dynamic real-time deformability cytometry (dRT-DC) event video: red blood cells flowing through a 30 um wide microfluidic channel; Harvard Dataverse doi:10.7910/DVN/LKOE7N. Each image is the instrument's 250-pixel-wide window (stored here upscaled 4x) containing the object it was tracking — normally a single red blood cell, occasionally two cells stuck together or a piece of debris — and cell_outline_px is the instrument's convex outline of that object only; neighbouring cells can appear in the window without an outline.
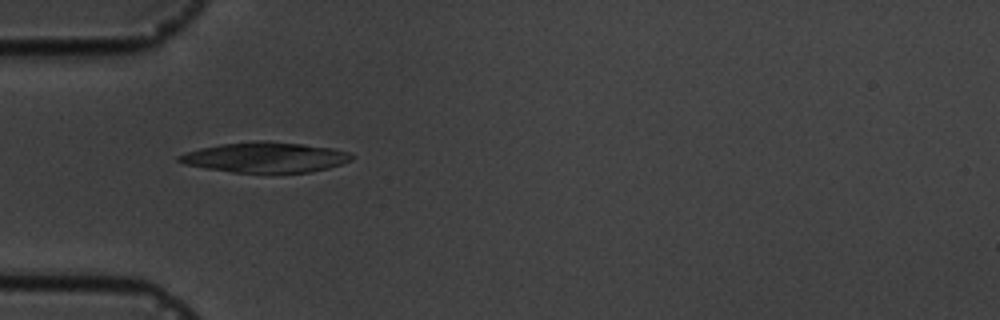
{"species": "common noctule bat (a hibernating species)", "species_latin": "Nyctalus noctula", "temperature_condition": "cold", "stored_images_in_passage": 4, "camera_frame_rate_fps": 3000, "um_per_image_px": 0.085, "animal": {"sex": "male", "body_mass_g": 19.5, "forearm_length_mm": 54.6}, "frame": {"image": 1, "passage_image": 3, "time_ms": 2.333, "image_size_px": [1000, 320], "cell_outline_px": [[356, 156], [352, 160], [328, 168], [312, 172], [232, 172], [184, 164], [176, 160], [176, 156], [184, 152], [200, 148], [220, 144], [252, 140], [268, 140], [304, 144], [332, 148], [352, 152]], "centroid_in_image_um": [22.57, 13.35], "position_along_channel_um": 62.4, "area_um2": 30.75}}
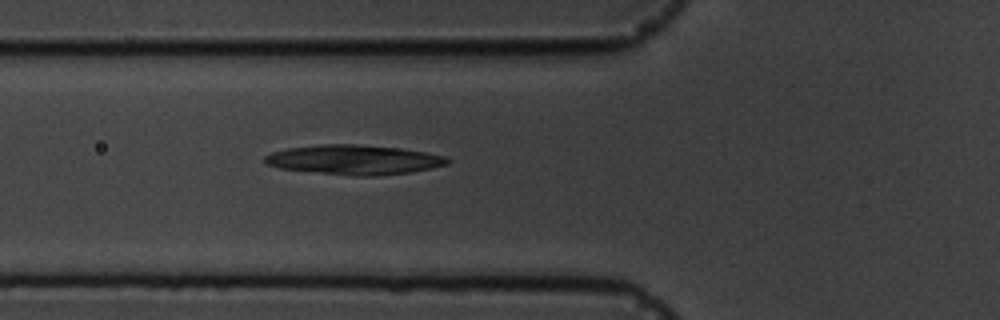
{"frame": {"image": 2, "passage_image": 4, "time_ms": 3.333, "image_size_px": [1000, 320], "cell_outline_px": [[452, 160], [448, 164], [432, 168], [412, 172], [376, 176], [356, 176], [280, 168], [268, 164], [264, 160], [264, 156], [272, 152], [288, 148], [320, 144], [356, 144], [396, 148], [424, 152], [444, 156]], "centroid_in_image_um": [30.12, 13.58], "position_along_channel_um": 95.7, "area_um2": 31.27}}